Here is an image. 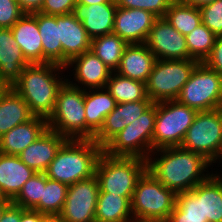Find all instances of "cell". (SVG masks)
<instances>
[{
  "instance_id": "obj_1",
  "label": "cell",
  "mask_w": 222,
  "mask_h": 222,
  "mask_svg": "<svg viewBox=\"0 0 222 222\" xmlns=\"http://www.w3.org/2000/svg\"><path fill=\"white\" fill-rule=\"evenodd\" d=\"M209 168L201 154L181 146L153 150L147 159V171L175 194L204 182L212 174Z\"/></svg>"
},
{
  "instance_id": "obj_2",
  "label": "cell",
  "mask_w": 222,
  "mask_h": 222,
  "mask_svg": "<svg viewBox=\"0 0 222 222\" xmlns=\"http://www.w3.org/2000/svg\"><path fill=\"white\" fill-rule=\"evenodd\" d=\"M65 70L55 63L29 64L11 88L25 100L35 116L48 119L54 111L59 89L70 76L62 75Z\"/></svg>"
},
{
  "instance_id": "obj_3",
  "label": "cell",
  "mask_w": 222,
  "mask_h": 222,
  "mask_svg": "<svg viewBox=\"0 0 222 222\" xmlns=\"http://www.w3.org/2000/svg\"><path fill=\"white\" fill-rule=\"evenodd\" d=\"M103 148L94 140L67 139L44 172L45 175L68 186L95 175Z\"/></svg>"
},
{
  "instance_id": "obj_4",
  "label": "cell",
  "mask_w": 222,
  "mask_h": 222,
  "mask_svg": "<svg viewBox=\"0 0 222 222\" xmlns=\"http://www.w3.org/2000/svg\"><path fill=\"white\" fill-rule=\"evenodd\" d=\"M146 171L147 160L143 158L109 156L102 152L95 168L99 193L133 197L137 182Z\"/></svg>"
},
{
  "instance_id": "obj_5",
  "label": "cell",
  "mask_w": 222,
  "mask_h": 222,
  "mask_svg": "<svg viewBox=\"0 0 222 222\" xmlns=\"http://www.w3.org/2000/svg\"><path fill=\"white\" fill-rule=\"evenodd\" d=\"M85 90L67 81L57 93L53 113L47 119L48 129L66 139L86 140Z\"/></svg>"
},
{
  "instance_id": "obj_6",
  "label": "cell",
  "mask_w": 222,
  "mask_h": 222,
  "mask_svg": "<svg viewBox=\"0 0 222 222\" xmlns=\"http://www.w3.org/2000/svg\"><path fill=\"white\" fill-rule=\"evenodd\" d=\"M198 63L196 59H157L146 82L148 98L153 103L176 100Z\"/></svg>"
},
{
  "instance_id": "obj_7",
  "label": "cell",
  "mask_w": 222,
  "mask_h": 222,
  "mask_svg": "<svg viewBox=\"0 0 222 222\" xmlns=\"http://www.w3.org/2000/svg\"><path fill=\"white\" fill-rule=\"evenodd\" d=\"M156 112L157 103H153L144 114L113 137L103 147V152L109 156L140 157L147 160L152 152Z\"/></svg>"
},
{
  "instance_id": "obj_8",
  "label": "cell",
  "mask_w": 222,
  "mask_h": 222,
  "mask_svg": "<svg viewBox=\"0 0 222 222\" xmlns=\"http://www.w3.org/2000/svg\"><path fill=\"white\" fill-rule=\"evenodd\" d=\"M176 194L146 171L138 180L131 200L133 219L168 220Z\"/></svg>"
},
{
  "instance_id": "obj_9",
  "label": "cell",
  "mask_w": 222,
  "mask_h": 222,
  "mask_svg": "<svg viewBox=\"0 0 222 222\" xmlns=\"http://www.w3.org/2000/svg\"><path fill=\"white\" fill-rule=\"evenodd\" d=\"M197 111L177 100L157 102L152 151L181 146Z\"/></svg>"
},
{
  "instance_id": "obj_10",
  "label": "cell",
  "mask_w": 222,
  "mask_h": 222,
  "mask_svg": "<svg viewBox=\"0 0 222 222\" xmlns=\"http://www.w3.org/2000/svg\"><path fill=\"white\" fill-rule=\"evenodd\" d=\"M176 100L197 112L218 109L222 104V77L199 62Z\"/></svg>"
},
{
  "instance_id": "obj_11",
  "label": "cell",
  "mask_w": 222,
  "mask_h": 222,
  "mask_svg": "<svg viewBox=\"0 0 222 222\" xmlns=\"http://www.w3.org/2000/svg\"><path fill=\"white\" fill-rule=\"evenodd\" d=\"M222 140V111L220 108L197 112L188 128L181 147L201 154L211 162Z\"/></svg>"
},
{
  "instance_id": "obj_12",
  "label": "cell",
  "mask_w": 222,
  "mask_h": 222,
  "mask_svg": "<svg viewBox=\"0 0 222 222\" xmlns=\"http://www.w3.org/2000/svg\"><path fill=\"white\" fill-rule=\"evenodd\" d=\"M99 192L96 175L70 185L63 209L57 218L62 222H96Z\"/></svg>"
},
{
  "instance_id": "obj_13",
  "label": "cell",
  "mask_w": 222,
  "mask_h": 222,
  "mask_svg": "<svg viewBox=\"0 0 222 222\" xmlns=\"http://www.w3.org/2000/svg\"><path fill=\"white\" fill-rule=\"evenodd\" d=\"M156 59H189L186 38L165 17H158L145 42Z\"/></svg>"
},
{
  "instance_id": "obj_14",
  "label": "cell",
  "mask_w": 222,
  "mask_h": 222,
  "mask_svg": "<svg viewBox=\"0 0 222 222\" xmlns=\"http://www.w3.org/2000/svg\"><path fill=\"white\" fill-rule=\"evenodd\" d=\"M68 68L69 70L72 69L71 73L74 72L71 75L73 77L67 78V82L83 90L106 88L108 79L113 72L92 50L73 58L65 66L67 74L69 71Z\"/></svg>"
},
{
  "instance_id": "obj_15",
  "label": "cell",
  "mask_w": 222,
  "mask_h": 222,
  "mask_svg": "<svg viewBox=\"0 0 222 222\" xmlns=\"http://www.w3.org/2000/svg\"><path fill=\"white\" fill-rule=\"evenodd\" d=\"M157 18L147 10L117 7L112 33L118 35L127 44L145 43Z\"/></svg>"
},
{
  "instance_id": "obj_16",
  "label": "cell",
  "mask_w": 222,
  "mask_h": 222,
  "mask_svg": "<svg viewBox=\"0 0 222 222\" xmlns=\"http://www.w3.org/2000/svg\"><path fill=\"white\" fill-rule=\"evenodd\" d=\"M153 104L150 99L136 102L117 103L104 120L103 126L95 134L94 141L102 148L127 125L133 123Z\"/></svg>"
},
{
  "instance_id": "obj_17",
  "label": "cell",
  "mask_w": 222,
  "mask_h": 222,
  "mask_svg": "<svg viewBox=\"0 0 222 222\" xmlns=\"http://www.w3.org/2000/svg\"><path fill=\"white\" fill-rule=\"evenodd\" d=\"M56 22L62 45V66L65 67L73 58L91 50V39L73 13L56 15Z\"/></svg>"
},
{
  "instance_id": "obj_18",
  "label": "cell",
  "mask_w": 222,
  "mask_h": 222,
  "mask_svg": "<svg viewBox=\"0 0 222 222\" xmlns=\"http://www.w3.org/2000/svg\"><path fill=\"white\" fill-rule=\"evenodd\" d=\"M116 9L115 0L92 5L76 3L73 14L83 24L92 40L113 32Z\"/></svg>"
},
{
  "instance_id": "obj_19",
  "label": "cell",
  "mask_w": 222,
  "mask_h": 222,
  "mask_svg": "<svg viewBox=\"0 0 222 222\" xmlns=\"http://www.w3.org/2000/svg\"><path fill=\"white\" fill-rule=\"evenodd\" d=\"M66 140L59 133L47 129L41 137L23 150L18 157L36 173H44Z\"/></svg>"
},
{
  "instance_id": "obj_20",
  "label": "cell",
  "mask_w": 222,
  "mask_h": 222,
  "mask_svg": "<svg viewBox=\"0 0 222 222\" xmlns=\"http://www.w3.org/2000/svg\"><path fill=\"white\" fill-rule=\"evenodd\" d=\"M48 129L47 119L34 116L0 137V153L18 156Z\"/></svg>"
},
{
  "instance_id": "obj_21",
  "label": "cell",
  "mask_w": 222,
  "mask_h": 222,
  "mask_svg": "<svg viewBox=\"0 0 222 222\" xmlns=\"http://www.w3.org/2000/svg\"><path fill=\"white\" fill-rule=\"evenodd\" d=\"M28 65L11 28H0V83L11 87Z\"/></svg>"
},
{
  "instance_id": "obj_22",
  "label": "cell",
  "mask_w": 222,
  "mask_h": 222,
  "mask_svg": "<svg viewBox=\"0 0 222 222\" xmlns=\"http://www.w3.org/2000/svg\"><path fill=\"white\" fill-rule=\"evenodd\" d=\"M156 60L145 43L128 44L115 72L123 77L146 83Z\"/></svg>"
},
{
  "instance_id": "obj_23",
  "label": "cell",
  "mask_w": 222,
  "mask_h": 222,
  "mask_svg": "<svg viewBox=\"0 0 222 222\" xmlns=\"http://www.w3.org/2000/svg\"><path fill=\"white\" fill-rule=\"evenodd\" d=\"M17 45L29 64H43V47L37 19L25 13L12 27Z\"/></svg>"
},
{
  "instance_id": "obj_24",
  "label": "cell",
  "mask_w": 222,
  "mask_h": 222,
  "mask_svg": "<svg viewBox=\"0 0 222 222\" xmlns=\"http://www.w3.org/2000/svg\"><path fill=\"white\" fill-rule=\"evenodd\" d=\"M116 104L106 88L85 90L86 140L94 139L95 134L103 126L105 117L113 111Z\"/></svg>"
},
{
  "instance_id": "obj_25",
  "label": "cell",
  "mask_w": 222,
  "mask_h": 222,
  "mask_svg": "<svg viewBox=\"0 0 222 222\" xmlns=\"http://www.w3.org/2000/svg\"><path fill=\"white\" fill-rule=\"evenodd\" d=\"M35 174L18 156L0 153V188L8 200L12 201Z\"/></svg>"
},
{
  "instance_id": "obj_26",
  "label": "cell",
  "mask_w": 222,
  "mask_h": 222,
  "mask_svg": "<svg viewBox=\"0 0 222 222\" xmlns=\"http://www.w3.org/2000/svg\"><path fill=\"white\" fill-rule=\"evenodd\" d=\"M34 116L25 100L11 87L0 93V137Z\"/></svg>"
},
{
  "instance_id": "obj_27",
  "label": "cell",
  "mask_w": 222,
  "mask_h": 222,
  "mask_svg": "<svg viewBox=\"0 0 222 222\" xmlns=\"http://www.w3.org/2000/svg\"><path fill=\"white\" fill-rule=\"evenodd\" d=\"M214 172L192 190L201 198L202 216L208 222H222V171Z\"/></svg>"
},
{
  "instance_id": "obj_28",
  "label": "cell",
  "mask_w": 222,
  "mask_h": 222,
  "mask_svg": "<svg viewBox=\"0 0 222 222\" xmlns=\"http://www.w3.org/2000/svg\"><path fill=\"white\" fill-rule=\"evenodd\" d=\"M131 200L132 197L99 193L95 212L96 222H131Z\"/></svg>"
},
{
  "instance_id": "obj_29",
  "label": "cell",
  "mask_w": 222,
  "mask_h": 222,
  "mask_svg": "<svg viewBox=\"0 0 222 222\" xmlns=\"http://www.w3.org/2000/svg\"><path fill=\"white\" fill-rule=\"evenodd\" d=\"M38 23L43 47V63H55L62 66V45L59 39L56 15L32 13Z\"/></svg>"
},
{
  "instance_id": "obj_30",
  "label": "cell",
  "mask_w": 222,
  "mask_h": 222,
  "mask_svg": "<svg viewBox=\"0 0 222 222\" xmlns=\"http://www.w3.org/2000/svg\"><path fill=\"white\" fill-rule=\"evenodd\" d=\"M106 89L110 92L116 103L149 99L146 92V83L123 77L116 72H112Z\"/></svg>"
},
{
  "instance_id": "obj_31",
  "label": "cell",
  "mask_w": 222,
  "mask_h": 222,
  "mask_svg": "<svg viewBox=\"0 0 222 222\" xmlns=\"http://www.w3.org/2000/svg\"><path fill=\"white\" fill-rule=\"evenodd\" d=\"M68 187V185L50 179L45 175V187H43L42 197L33 210L50 218L58 217L63 209Z\"/></svg>"
},
{
  "instance_id": "obj_32",
  "label": "cell",
  "mask_w": 222,
  "mask_h": 222,
  "mask_svg": "<svg viewBox=\"0 0 222 222\" xmlns=\"http://www.w3.org/2000/svg\"><path fill=\"white\" fill-rule=\"evenodd\" d=\"M127 45L123 39L114 33L91 40V50L113 72L118 68L120 59Z\"/></svg>"
},
{
  "instance_id": "obj_33",
  "label": "cell",
  "mask_w": 222,
  "mask_h": 222,
  "mask_svg": "<svg viewBox=\"0 0 222 222\" xmlns=\"http://www.w3.org/2000/svg\"><path fill=\"white\" fill-rule=\"evenodd\" d=\"M164 17L184 36L202 23L199 8L183 4L179 0L171 2Z\"/></svg>"
},
{
  "instance_id": "obj_34",
  "label": "cell",
  "mask_w": 222,
  "mask_h": 222,
  "mask_svg": "<svg viewBox=\"0 0 222 222\" xmlns=\"http://www.w3.org/2000/svg\"><path fill=\"white\" fill-rule=\"evenodd\" d=\"M216 35L203 23L185 36L189 51V59L204 62L211 54Z\"/></svg>"
},
{
  "instance_id": "obj_35",
  "label": "cell",
  "mask_w": 222,
  "mask_h": 222,
  "mask_svg": "<svg viewBox=\"0 0 222 222\" xmlns=\"http://www.w3.org/2000/svg\"><path fill=\"white\" fill-rule=\"evenodd\" d=\"M45 187V173H36L28 179L18 195L11 201L24 209H33L40 201Z\"/></svg>"
},
{
  "instance_id": "obj_36",
  "label": "cell",
  "mask_w": 222,
  "mask_h": 222,
  "mask_svg": "<svg viewBox=\"0 0 222 222\" xmlns=\"http://www.w3.org/2000/svg\"><path fill=\"white\" fill-rule=\"evenodd\" d=\"M117 7L127 9H142L157 17H164L173 0H115Z\"/></svg>"
},
{
  "instance_id": "obj_37",
  "label": "cell",
  "mask_w": 222,
  "mask_h": 222,
  "mask_svg": "<svg viewBox=\"0 0 222 222\" xmlns=\"http://www.w3.org/2000/svg\"><path fill=\"white\" fill-rule=\"evenodd\" d=\"M202 23L207 26L216 36L222 35V0L199 8Z\"/></svg>"
},
{
  "instance_id": "obj_38",
  "label": "cell",
  "mask_w": 222,
  "mask_h": 222,
  "mask_svg": "<svg viewBox=\"0 0 222 222\" xmlns=\"http://www.w3.org/2000/svg\"><path fill=\"white\" fill-rule=\"evenodd\" d=\"M24 14L16 0H0V28H11Z\"/></svg>"
},
{
  "instance_id": "obj_39",
  "label": "cell",
  "mask_w": 222,
  "mask_h": 222,
  "mask_svg": "<svg viewBox=\"0 0 222 222\" xmlns=\"http://www.w3.org/2000/svg\"><path fill=\"white\" fill-rule=\"evenodd\" d=\"M186 215L202 216L201 198L193 191L176 194V204Z\"/></svg>"
},
{
  "instance_id": "obj_40",
  "label": "cell",
  "mask_w": 222,
  "mask_h": 222,
  "mask_svg": "<svg viewBox=\"0 0 222 222\" xmlns=\"http://www.w3.org/2000/svg\"><path fill=\"white\" fill-rule=\"evenodd\" d=\"M77 0H44L39 13L45 15H66L73 13Z\"/></svg>"
},
{
  "instance_id": "obj_41",
  "label": "cell",
  "mask_w": 222,
  "mask_h": 222,
  "mask_svg": "<svg viewBox=\"0 0 222 222\" xmlns=\"http://www.w3.org/2000/svg\"><path fill=\"white\" fill-rule=\"evenodd\" d=\"M204 63L222 77V35L216 37L212 52Z\"/></svg>"
},
{
  "instance_id": "obj_42",
  "label": "cell",
  "mask_w": 222,
  "mask_h": 222,
  "mask_svg": "<svg viewBox=\"0 0 222 222\" xmlns=\"http://www.w3.org/2000/svg\"><path fill=\"white\" fill-rule=\"evenodd\" d=\"M168 222H208V220L203 216L186 215L175 205Z\"/></svg>"
},
{
  "instance_id": "obj_43",
  "label": "cell",
  "mask_w": 222,
  "mask_h": 222,
  "mask_svg": "<svg viewBox=\"0 0 222 222\" xmlns=\"http://www.w3.org/2000/svg\"><path fill=\"white\" fill-rule=\"evenodd\" d=\"M21 206L12 202L3 210L0 222H20Z\"/></svg>"
},
{
  "instance_id": "obj_44",
  "label": "cell",
  "mask_w": 222,
  "mask_h": 222,
  "mask_svg": "<svg viewBox=\"0 0 222 222\" xmlns=\"http://www.w3.org/2000/svg\"><path fill=\"white\" fill-rule=\"evenodd\" d=\"M50 217L33 209L21 207L20 222H47Z\"/></svg>"
},
{
  "instance_id": "obj_45",
  "label": "cell",
  "mask_w": 222,
  "mask_h": 222,
  "mask_svg": "<svg viewBox=\"0 0 222 222\" xmlns=\"http://www.w3.org/2000/svg\"><path fill=\"white\" fill-rule=\"evenodd\" d=\"M20 9L24 13L39 12L43 6L44 0H16Z\"/></svg>"
},
{
  "instance_id": "obj_46",
  "label": "cell",
  "mask_w": 222,
  "mask_h": 222,
  "mask_svg": "<svg viewBox=\"0 0 222 222\" xmlns=\"http://www.w3.org/2000/svg\"><path fill=\"white\" fill-rule=\"evenodd\" d=\"M181 3L195 7L201 8L207 4L214 2L215 0H179Z\"/></svg>"
},
{
  "instance_id": "obj_47",
  "label": "cell",
  "mask_w": 222,
  "mask_h": 222,
  "mask_svg": "<svg viewBox=\"0 0 222 222\" xmlns=\"http://www.w3.org/2000/svg\"><path fill=\"white\" fill-rule=\"evenodd\" d=\"M222 160V140H221V144H220V147H219V150L217 152V154L215 155L214 159L210 162V167L213 165L214 167V164L216 163H219L221 164V161ZM219 161V162H218ZM214 163V164H213Z\"/></svg>"
},
{
  "instance_id": "obj_48",
  "label": "cell",
  "mask_w": 222,
  "mask_h": 222,
  "mask_svg": "<svg viewBox=\"0 0 222 222\" xmlns=\"http://www.w3.org/2000/svg\"><path fill=\"white\" fill-rule=\"evenodd\" d=\"M110 0H77V3H81L84 5H92V4H100V3H107Z\"/></svg>"
},
{
  "instance_id": "obj_49",
  "label": "cell",
  "mask_w": 222,
  "mask_h": 222,
  "mask_svg": "<svg viewBox=\"0 0 222 222\" xmlns=\"http://www.w3.org/2000/svg\"><path fill=\"white\" fill-rule=\"evenodd\" d=\"M131 222H168V220H141V219H133Z\"/></svg>"
},
{
  "instance_id": "obj_50",
  "label": "cell",
  "mask_w": 222,
  "mask_h": 222,
  "mask_svg": "<svg viewBox=\"0 0 222 222\" xmlns=\"http://www.w3.org/2000/svg\"><path fill=\"white\" fill-rule=\"evenodd\" d=\"M11 202H0V218L2 216L3 210L10 204Z\"/></svg>"
},
{
  "instance_id": "obj_51",
  "label": "cell",
  "mask_w": 222,
  "mask_h": 222,
  "mask_svg": "<svg viewBox=\"0 0 222 222\" xmlns=\"http://www.w3.org/2000/svg\"><path fill=\"white\" fill-rule=\"evenodd\" d=\"M0 202H11L10 200H8L5 195L2 193V190L0 188Z\"/></svg>"
},
{
  "instance_id": "obj_52",
  "label": "cell",
  "mask_w": 222,
  "mask_h": 222,
  "mask_svg": "<svg viewBox=\"0 0 222 222\" xmlns=\"http://www.w3.org/2000/svg\"><path fill=\"white\" fill-rule=\"evenodd\" d=\"M47 222H62L57 217L49 218Z\"/></svg>"
},
{
  "instance_id": "obj_53",
  "label": "cell",
  "mask_w": 222,
  "mask_h": 222,
  "mask_svg": "<svg viewBox=\"0 0 222 222\" xmlns=\"http://www.w3.org/2000/svg\"><path fill=\"white\" fill-rule=\"evenodd\" d=\"M6 88L4 85H0V93Z\"/></svg>"
}]
</instances>
